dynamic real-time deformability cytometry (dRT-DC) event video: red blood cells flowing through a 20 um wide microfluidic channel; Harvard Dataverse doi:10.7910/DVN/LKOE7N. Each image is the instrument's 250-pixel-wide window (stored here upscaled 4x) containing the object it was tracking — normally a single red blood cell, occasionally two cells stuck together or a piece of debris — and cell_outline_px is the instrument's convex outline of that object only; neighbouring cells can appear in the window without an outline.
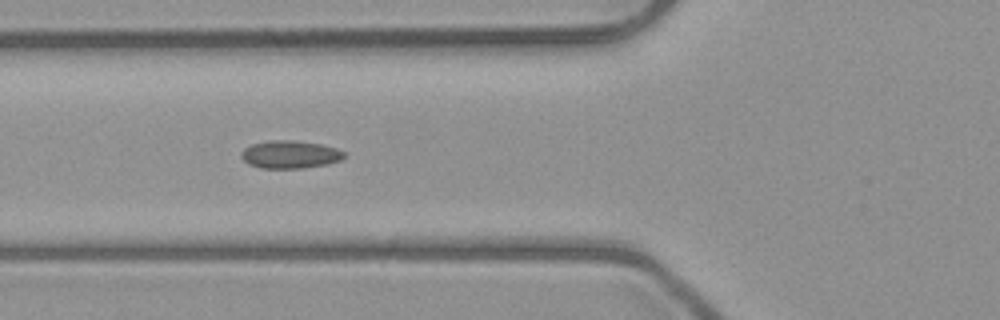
{"species": "common noctule bat (a hibernating species)", "species_latin": "Nyctalus noctula", "temperature_condition": "room temperature", "stored_images_in_passage": 4, "camera_frame_rate_fps": 3000, "um_per_image_px": 0.085, "animal": {"sex": "male", "body_mass_g": 23.1, "forearm_length_mm": 52.7}, "frame": {"image": 1, "passage_image": 2, "time_ms": 1.0, "image_size_px": [1000, 320], "cell_outline_px": [[344, 156], [340, 160], [328, 164], [304, 168], [260, 168], [248, 164], [240, 156], [240, 152], [244, 148], [252, 144], [272, 140], [292, 140], [320, 144], [336, 148], [344, 152]], "centroid_in_image_um": [24.62, 13.13], "position_along_channel_um": 101.2, "area_um2": 16.65}}
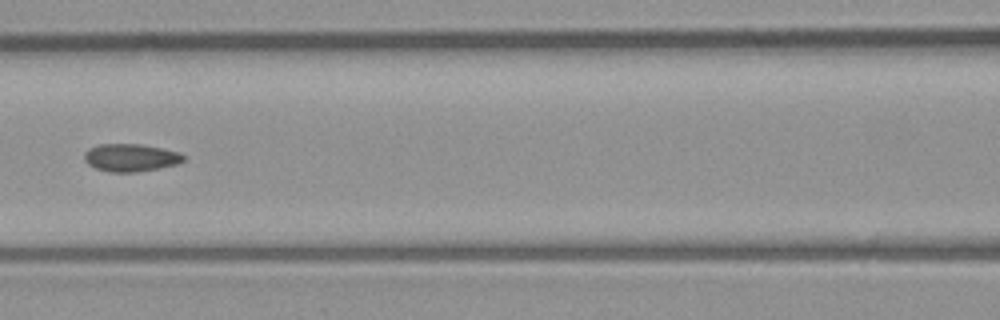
{"frame": {"image": 2, "passage_image": 3, "time_ms": 2.333, "image_size_px": [1000, 320], "cell_outline_px": [[188, 156], [184, 160], [176, 164], [136, 172], [112, 172], [96, 168], [88, 164], [84, 160], [84, 152], [88, 148], [100, 144], [140, 144], [180, 152]], "centroid_in_image_um": [11.1, 13.39], "position_along_channel_um": 155.5, "area_um2": 15.95}}
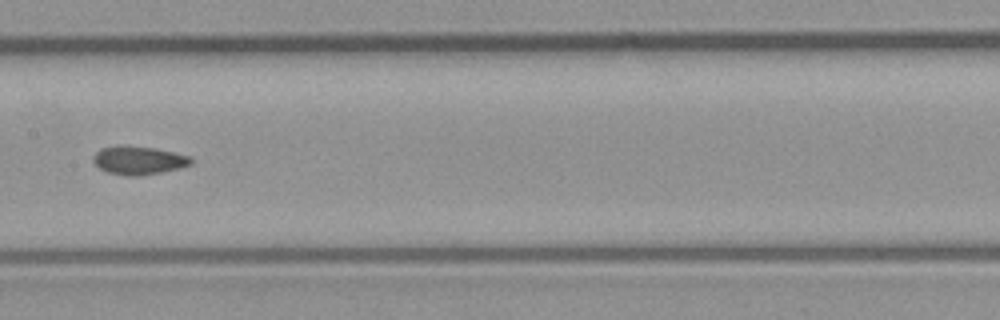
{"frame": {"image": 3, "passage_image": 4, "time_ms": 3.333, "image_size_px": [1000, 320], "cell_outline_px": [[192, 164], [180, 168], [160, 172], [136, 176], [128, 176], [108, 172], [100, 168], [92, 160], [92, 156], [100, 148], [116, 144], [124, 144], [156, 148], [188, 156], [192, 160]], "centroid_in_image_um": [11.73, 13.6], "position_along_channel_um": 195.7, "area_um2": 16.3}}